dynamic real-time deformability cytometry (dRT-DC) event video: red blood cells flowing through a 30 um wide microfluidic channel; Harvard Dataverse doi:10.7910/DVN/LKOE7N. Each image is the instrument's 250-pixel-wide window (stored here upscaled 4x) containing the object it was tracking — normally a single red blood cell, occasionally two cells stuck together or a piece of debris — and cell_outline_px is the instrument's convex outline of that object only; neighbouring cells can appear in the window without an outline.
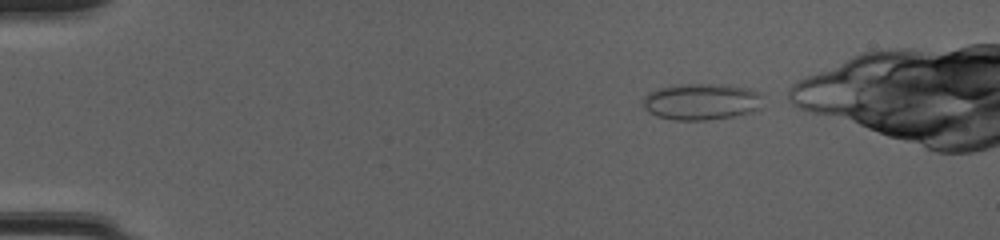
{"species": "common noctule bat (a hibernating species)", "species_latin": "Nyctalus noctula", "temperature_condition": "cold", "stored_images_in_passage": 37, "camera_frame_rate_fps": 3000, "um_per_image_px": 0.085, "animal": {"sex": "female", "body_mass_g": 20.0, "forearm_length_mm": 54.0}, "frame": {"image": 1, "passage_image": 1, "time_ms": 0.0, "image_size_px": [1000, 240], "cell_outline_px": [[764, 108], [756, 112], [708, 120], [672, 120], [656, 116], [648, 112], [644, 108], [644, 96], [648, 92], [660, 88], [680, 84], [724, 84], [748, 88], [760, 92]], "centroid_in_image_um": [59.68, 8.65], "position_along_channel_um": 25.3, "area_um2": 25.95}}
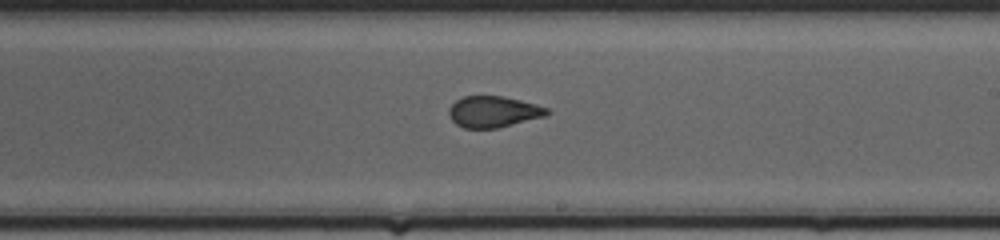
{"frame": {"image": 2, "passage_image": 23, "time_ms": 7.333, "image_size_px": [1000, 240], "cell_outline_px": [[552, 112], [544, 116], [496, 128], [464, 128], [456, 124], [448, 116], [448, 108], [456, 100], [464, 96], [504, 96], [536, 104], [548, 108]], "centroid_in_image_um": [41.91, 9.49], "position_along_channel_um": 247.1, "area_um2": 17.8}}
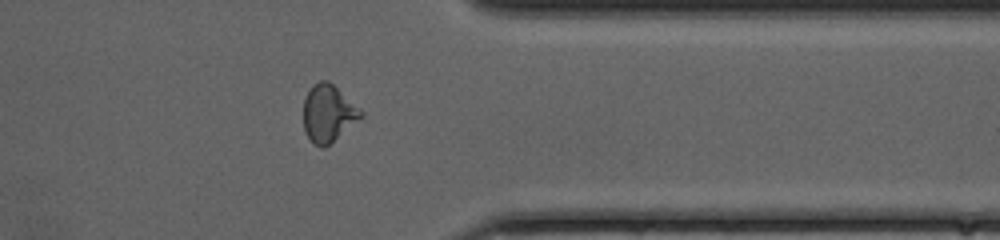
{"frame": {"image": 3, "passage_image": 33, "time_ms": 10.667, "image_size_px": [1000, 240], "cell_outline_px": [[364, 116], [324, 148], [320, 148], [312, 144], [304, 128], [304, 100], [312, 84], [320, 80], [328, 80], [360, 108], [364, 112]], "centroid_in_image_um": [27.9, 9.64], "position_along_channel_um": 383.5, "area_um2": 19.13}}